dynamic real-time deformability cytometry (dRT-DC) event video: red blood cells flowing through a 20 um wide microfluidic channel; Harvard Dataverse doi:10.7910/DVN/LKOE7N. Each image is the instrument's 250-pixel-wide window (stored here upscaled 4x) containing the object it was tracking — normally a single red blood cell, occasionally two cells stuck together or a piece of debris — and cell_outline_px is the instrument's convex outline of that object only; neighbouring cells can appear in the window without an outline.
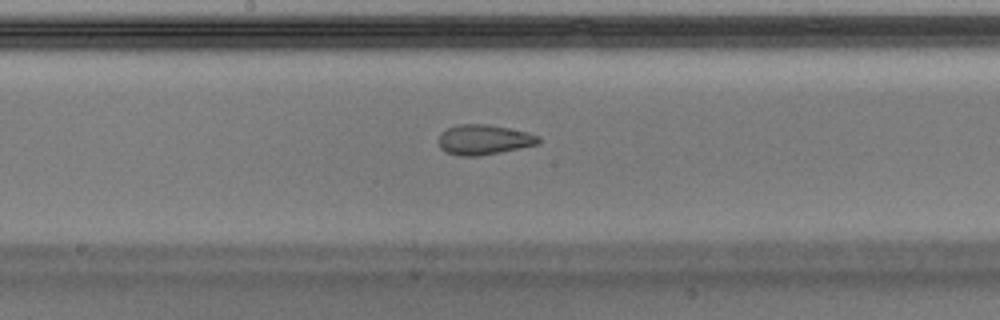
{"species": "Egyptian fruit bat (a non-hibernating species)", "species_latin": "Rousettus aegyptiacus", "temperature_condition": "warm", "stored_images_in_passage": 42, "camera_frame_rate_fps": 3000, "um_per_image_px": 0.085, "animal": {"sex": "male"}, "frame": {"image": 1, "passage_image": 19, "time_ms": 6.0, "image_size_px": [1000, 320], "cell_outline_px": [[540, 144], [480, 156], [460, 156], [448, 152], [440, 148], [440, 132], [456, 124], [484, 124], [508, 128], [528, 132], [540, 136]], "centroid_in_image_um": [41.15, 11.87], "position_along_channel_um": 207.0, "area_um2": 17.46}, "authors_computed_cell_mechanics": {"area_um2": 18.5538, "velocity_mm_per_s": 4.0994, "shape_relaxation_time_tau1_ms": null, "shape_relaxation_time_tau2_ms": 1.3524, "deformation_change_tau1": null, "deformation_change_tau2": 0.0862}}